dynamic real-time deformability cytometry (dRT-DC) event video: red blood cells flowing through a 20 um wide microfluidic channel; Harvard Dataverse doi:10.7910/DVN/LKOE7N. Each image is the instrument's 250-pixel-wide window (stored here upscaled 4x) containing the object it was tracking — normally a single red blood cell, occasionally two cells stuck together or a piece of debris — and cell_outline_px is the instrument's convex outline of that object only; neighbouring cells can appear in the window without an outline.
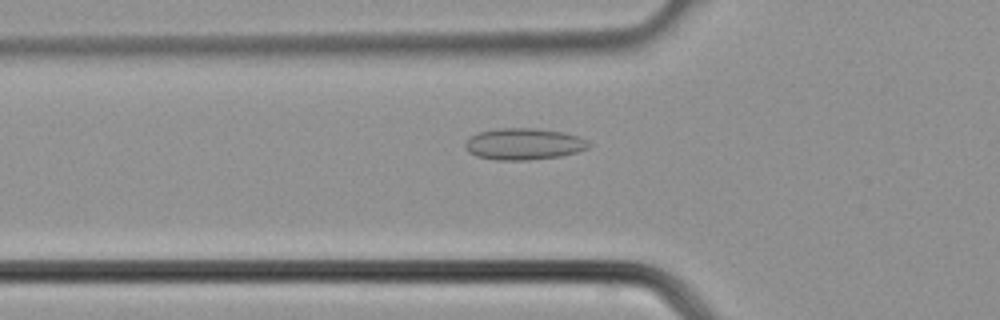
{"species": "common noctule bat (a hibernating species)", "species_latin": "Nyctalus noctula", "temperature_condition": "cold", "stored_images_in_passage": 37, "camera_frame_rate_fps": 3000, "um_per_image_px": 0.085, "animal": {"sex": "male", "body_mass_g": 21.5, "forearm_length_mm": 52.0}, "frame": {"image": 1, "passage_image": 13, "time_ms": 4.0, "image_size_px": [1000, 320], "cell_outline_px": [[592, 144], [588, 148], [576, 152], [560, 156], [528, 160], [496, 160], [476, 156], [468, 152], [464, 148], [464, 144], [472, 136], [480, 132], [500, 128], [536, 128], [564, 132], [588, 140]], "centroid_in_image_um": [44.53, 12.24], "position_along_channel_um": 81.3, "area_um2": 22.72}}
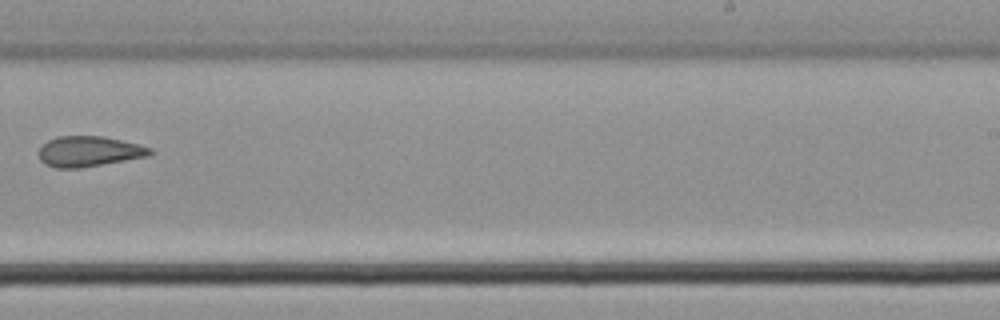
{"frame": {"image": 2, "passage_image": 24, "time_ms": 7.667, "image_size_px": [1000, 320], "cell_outline_px": [[156, 152], [148, 156], [80, 168], [56, 168], [44, 164], [40, 160], [40, 148], [48, 140], [56, 136], [104, 136], [152, 148]], "centroid_in_image_um": [7.56, 12.87], "position_along_channel_um": 281.4, "area_um2": 19.65}}
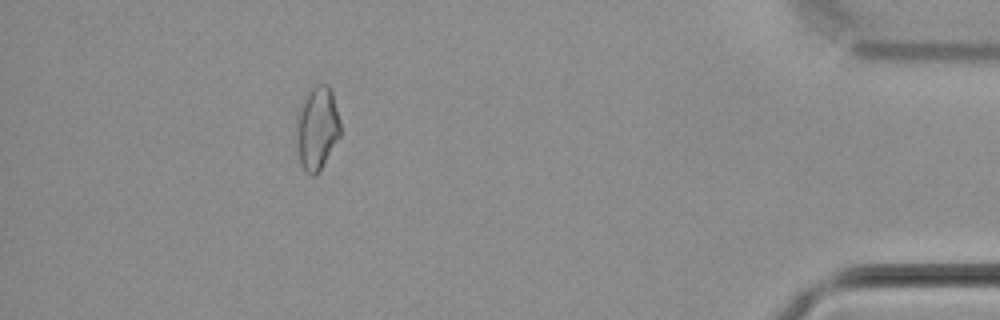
{"frame": {"image": 3, "passage_image": 34, "time_ms": 11.0, "image_size_px": [1000, 320], "cell_outline_px": [[340, 136], [320, 172], [316, 176], [312, 176], [300, 164], [296, 144], [296, 116], [300, 104], [304, 96], [316, 84], [328, 84], [332, 88], [340, 124]], "centroid_in_image_um": [26.94, 10.89], "position_along_channel_um": 408.3, "area_um2": 21.79}}